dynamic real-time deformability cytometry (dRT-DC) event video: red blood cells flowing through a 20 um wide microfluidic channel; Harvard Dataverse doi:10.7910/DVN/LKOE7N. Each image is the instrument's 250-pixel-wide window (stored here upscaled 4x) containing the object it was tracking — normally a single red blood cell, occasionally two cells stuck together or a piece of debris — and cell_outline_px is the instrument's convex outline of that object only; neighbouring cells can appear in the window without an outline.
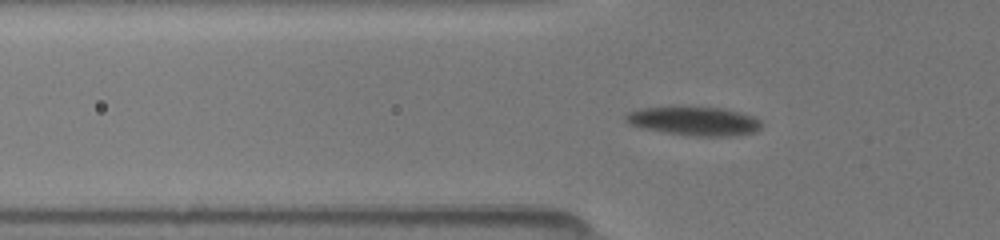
{"species": "common noctule bat (a hibernating species)", "species_latin": "Nyctalus noctula", "temperature_condition": "room temperature", "stored_images_in_passage": 38, "camera_frame_rate_fps": 3000, "um_per_image_px": 0.085, "animal": {"sex": "female", "body_mass_g": 19.5, "forearm_length_mm": 54.1}, "frame": {"image": 1, "passage_image": 15, "time_ms": 2.0, "image_size_px": [1000, 240], "cell_outline_px": [[760, 128], [752, 132], [728, 136], [688, 136], [664, 132], [644, 128], [628, 124], [624, 120], [624, 116], [628, 112], [640, 108], [672, 104], [680, 104], [724, 108], [740, 112], [752, 116], [760, 120]], "centroid_in_image_um": [58.9, 10.23], "position_along_channel_um": 66.9, "area_um2": 23.7}}
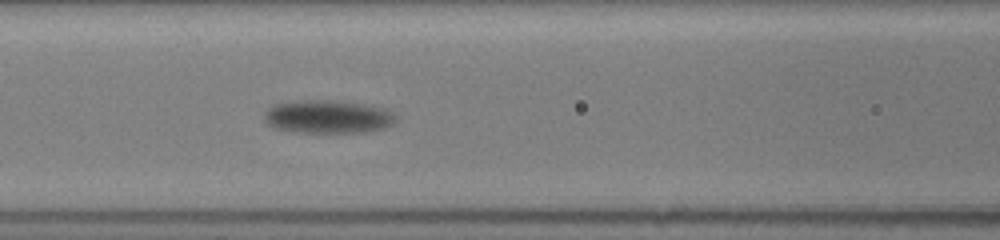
{"frame": {"image": 2, "passage_image": 28, "time_ms": 4.0, "image_size_px": [1000, 240], "cell_outline_px": [[396, 120], [392, 124], [384, 128], [368, 132], [296, 132], [276, 128], [268, 124], [264, 120], [264, 116], [268, 108], [276, 104], [304, 100], [332, 100], [360, 104], [384, 108], [392, 112], [396, 116]], "centroid_in_image_um": [27.88, 9.93], "position_along_channel_um": 138.7, "area_um2": 25.2}}
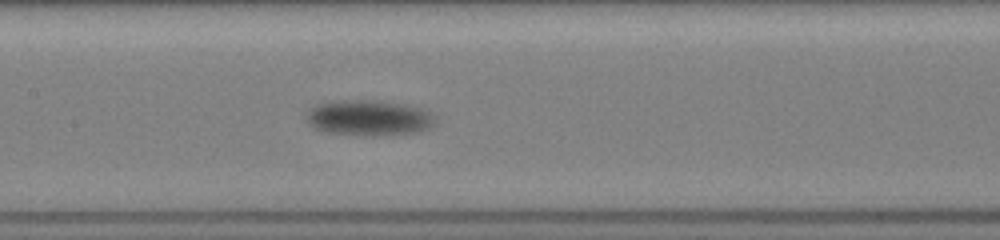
{"frame": {"image": 3, "passage_image": 34, "time_ms": 5.0, "image_size_px": [1000, 240], "cell_outline_px": [[432, 124], [416, 132], [376, 136], [364, 136], [324, 132], [308, 124], [308, 112], [316, 104], [344, 100], [372, 100], [404, 104], [420, 108], [428, 112], [432, 116]], "centroid_in_image_um": [31.28, 10.03], "position_along_channel_um": 176.1, "area_um2": 26.24}}